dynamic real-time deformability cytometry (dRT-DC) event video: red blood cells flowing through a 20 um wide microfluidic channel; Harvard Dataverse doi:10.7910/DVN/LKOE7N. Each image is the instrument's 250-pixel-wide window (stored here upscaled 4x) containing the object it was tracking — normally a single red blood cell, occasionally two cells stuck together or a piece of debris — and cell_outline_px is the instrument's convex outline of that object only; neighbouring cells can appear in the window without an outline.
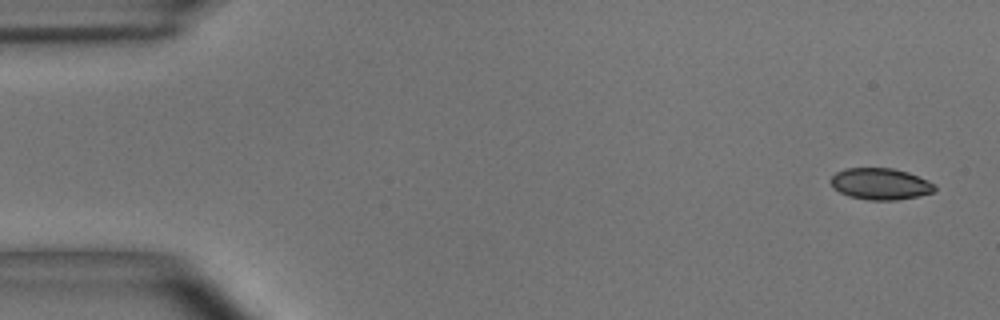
{"species": "common noctule bat (a hibernating species)", "species_latin": "Nyctalus noctula", "temperature_condition": "room temperature", "stored_images_in_passage": 7, "segment_of_instrument_passage": [1, 2], "camera_frame_rate_fps": 3000, "um_per_image_px": 0.085, "animal": {"sex": "male", "body_mass_g": 15.6}, "frame": {"image": 1, "passage_image": 1, "time_ms": 0.0, "image_size_px": [1000, 320], "cell_outline_px": [[936, 192], [920, 196], [896, 200], [868, 200], [848, 196], [832, 188], [828, 180], [836, 172], [844, 168], [892, 168], [908, 172], [928, 180], [936, 184]], "centroid_in_image_um": [74.83, 15.63], "position_along_channel_um": 10.2, "area_um2": 19.48}}
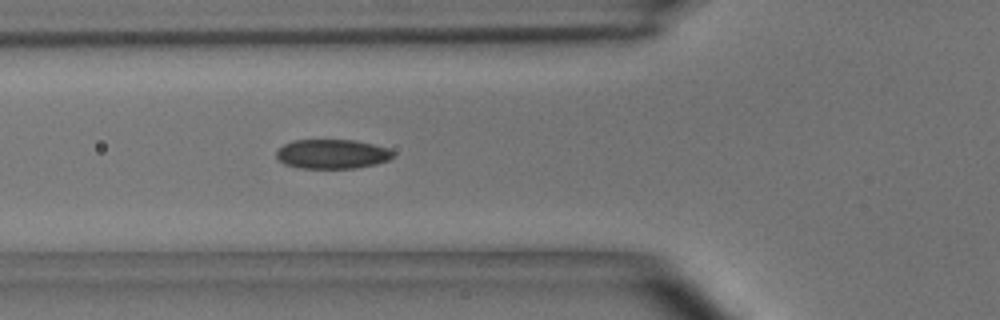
{"frame": {"image": 2, "passage_image": 6, "time_ms": 1.667, "image_size_px": [1000, 320], "cell_outline_px": [[396, 152], [388, 160], [376, 164], [356, 168], [300, 168], [284, 164], [276, 156], [276, 152], [284, 144], [292, 140], [356, 140], [388, 148]], "centroid_in_image_um": [28.24, 13.09], "position_along_channel_um": 97.6, "area_um2": 20.0}}